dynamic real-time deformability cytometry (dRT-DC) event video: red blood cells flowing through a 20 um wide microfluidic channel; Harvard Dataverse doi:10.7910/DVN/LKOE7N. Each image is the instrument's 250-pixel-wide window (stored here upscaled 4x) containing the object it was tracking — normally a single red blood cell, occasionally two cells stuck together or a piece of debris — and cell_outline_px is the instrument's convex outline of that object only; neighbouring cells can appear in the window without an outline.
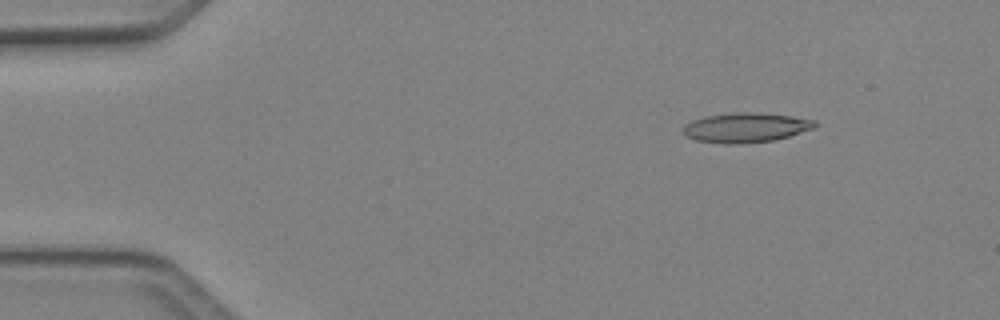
{"species": "Egyptian fruit bat (a non-hibernating species)", "species_latin": "Rousettus aegyptiacus", "temperature_condition": "cold", "stored_images_in_passage": 6, "camera_frame_rate_fps": 3000, "um_per_image_px": 0.085, "animal": {"sex": "female"}, "frame": {"image": 1, "passage_image": 2, "time_ms": 0.333, "image_size_px": [1000, 320], "cell_outline_px": [[816, 128], [788, 136], [772, 140], [740, 144], [724, 144], [696, 140], [684, 136], [680, 132], [680, 128], [684, 124], [692, 120], [704, 116], [732, 112], [756, 112], [792, 116], [816, 120]], "centroid_in_image_um": [63.32, 10.84], "position_along_channel_um": 21.7, "area_um2": 23.18}}
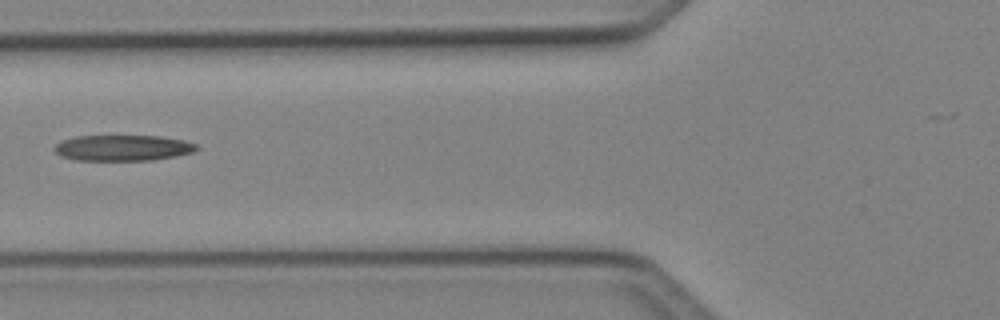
{"frame": {"image": 2, "passage_image": 5, "time_ms": 1.333, "image_size_px": [1000, 320], "cell_outline_px": [[196, 148], [192, 152], [176, 156], [152, 160], [76, 160], [60, 156], [52, 148], [60, 140], [76, 136], [160, 136], [184, 140], [196, 144]], "centroid_in_image_um": [10.38, 12.57], "position_along_channel_um": 115.4, "area_um2": 21.39}}
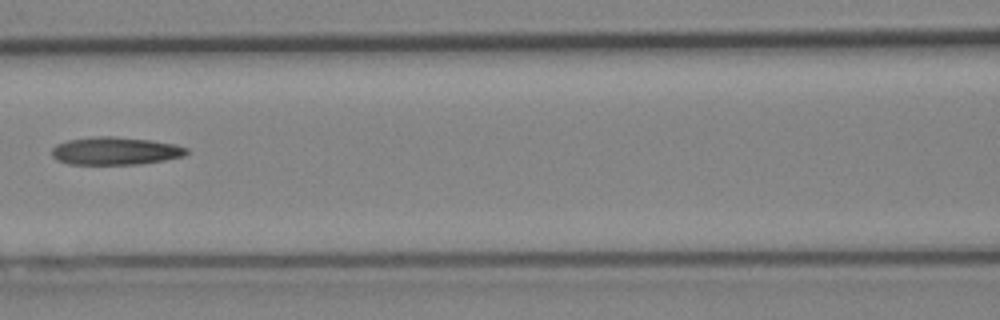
{"frame": {"image": 3, "passage_image": 6, "time_ms": 1.667, "image_size_px": [1000, 320], "cell_outline_px": [[188, 152], [184, 156], [164, 160], [140, 164], [68, 164], [56, 160], [52, 156], [52, 148], [56, 144], [68, 140], [96, 136], [112, 136], [152, 140], [176, 144], [188, 148]], "centroid_in_image_um": [9.8, 12.82], "position_along_channel_um": 156.8, "area_um2": 21.96}}